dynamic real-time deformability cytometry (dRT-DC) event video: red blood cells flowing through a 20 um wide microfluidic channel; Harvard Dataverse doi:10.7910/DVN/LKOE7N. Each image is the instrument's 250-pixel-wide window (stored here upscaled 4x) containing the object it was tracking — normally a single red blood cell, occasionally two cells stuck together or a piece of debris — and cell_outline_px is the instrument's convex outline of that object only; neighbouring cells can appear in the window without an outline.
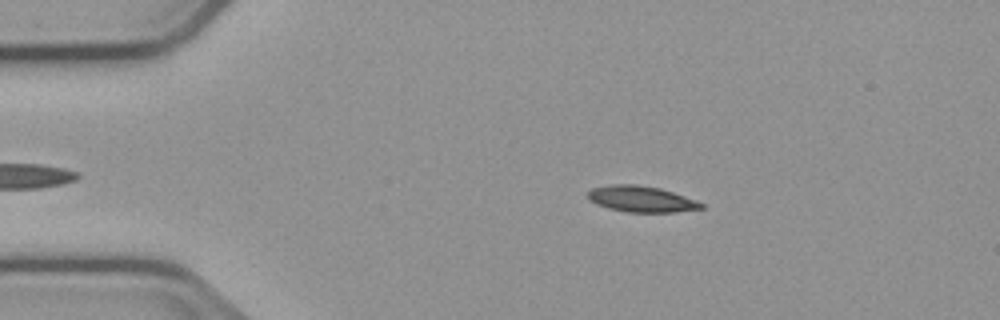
{"species": "common noctule bat (a hibernating species)", "species_latin": "Nyctalus noctula", "temperature_condition": "cold", "stored_images_in_passage": 47, "camera_frame_rate_fps": 3000, "um_per_image_px": 0.085, "animal": {"sex": "male", "body_mass_g": 23.1, "forearm_length_mm": 52.7}, "frame": {"image": 1, "passage_image": 10, "time_ms": 3.0, "image_size_px": [1000, 320], "cell_outline_px": [[704, 208], [676, 212], [628, 212], [608, 208], [596, 204], [588, 196], [588, 192], [592, 188], [612, 184], [636, 184], [660, 188], [696, 200], [704, 204]], "centroid_in_image_um": [54.53, 16.92], "position_along_channel_um": 30.5, "area_um2": 17.11}}
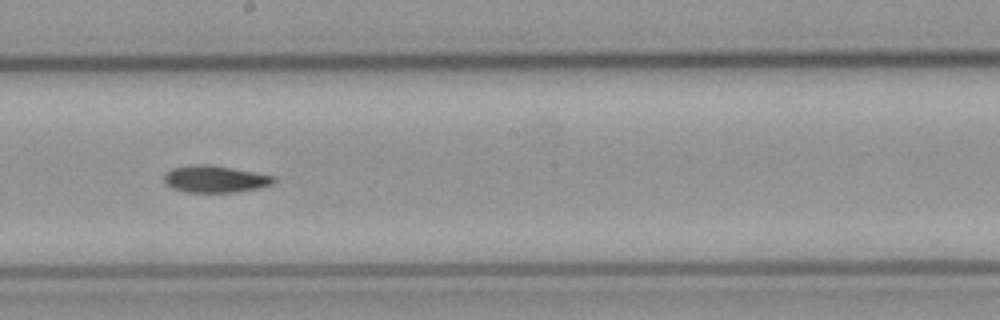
{"frame": {"image": 2, "passage_image": 30, "time_ms": 9.667, "image_size_px": [1000, 320], "cell_outline_px": [[276, 180], [272, 184], [260, 188], [236, 192], [188, 192], [172, 188], [164, 180], [164, 176], [172, 168], [192, 164], [208, 164], [252, 172], [272, 176]], "centroid_in_image_um": [18.27, 15.22], "position_along_channel_um": 229.9, "area_um2": 16.94}}
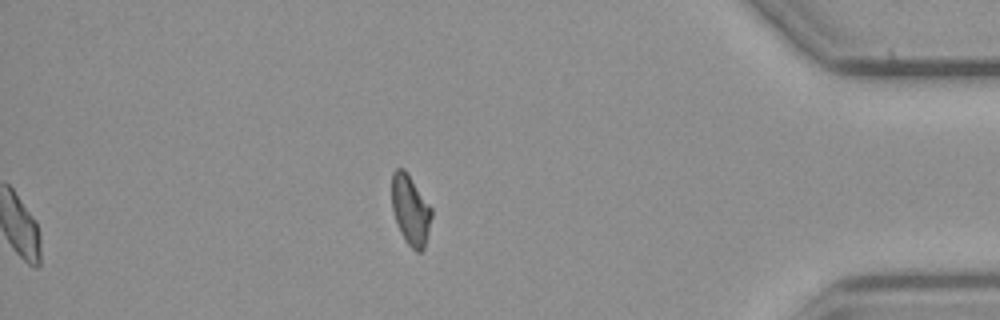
{"frame": {"image": 3, "passage_image": 47, "time_ms": 15.333, "image_size_px": [1000, 320], "cell_outline_px": [[432, 216], [424, 248], [420, 252], [416, 252], [404, 240], [400, 232], [392, 208], [392, 172], [396, 168], [404, 168], [432, 208]], "centroid_in_image_um": [34.89, 17.85], "position_along_channel_um": 400.3, "area_um2": 16.13}, "authors_computed_cell_mechanics": {"area_um2": 16.8776, "velocity_mm_per_s": 3.7434, "shape_relaxation_time_tau1_ms": 8.1606, "shape_relaxation_time_tau2_ms": null, "deformation_change_tau1": 0.1616, "deformation_change_tau2": null}}